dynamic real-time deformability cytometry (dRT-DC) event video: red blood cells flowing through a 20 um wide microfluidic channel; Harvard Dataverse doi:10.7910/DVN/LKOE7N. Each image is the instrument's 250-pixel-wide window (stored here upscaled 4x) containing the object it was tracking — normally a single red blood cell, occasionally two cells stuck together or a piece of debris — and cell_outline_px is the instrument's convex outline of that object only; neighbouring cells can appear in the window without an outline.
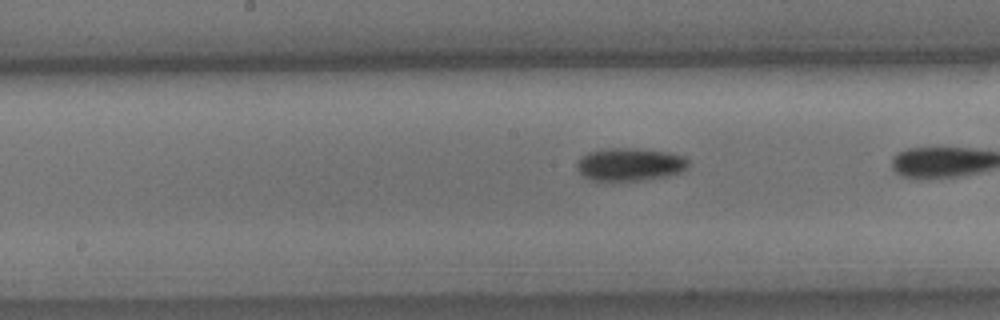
{"species": "common noctule bat (a hibernating species)", "species_latin": "Nyctalus noctula", "temperature_condition": "cold", "stored_images_in_passage": 31, "camera_frame_rate_fps": 3000, "um_per_image_px": 0.085, "animal": {"sex": "male", "body_mass_g": 15.6}, "frame": {"image": 1, "passage_image": 25, "time_ms": 8.0, "image_size_px": [1000, 320], "cell_outline_px": [[688, 164], [680, 172], [668, 176], [612, 184], [592, 180], [584, 176], [576, 168], [576, 164], [588, 152], [612, 148], [632, 148], [668, 152], [684, 156], [688, 160]], "centroid_in_image_um": [53.51, 14.02], "position_along_channel_um": 194.7, "area_um2": 21.68}}